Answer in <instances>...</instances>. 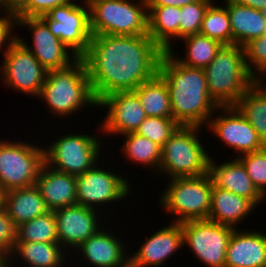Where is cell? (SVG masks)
Segmentation results:
<instances>
[{"label":"cell","instance_id":"obj_1","mask_svg":"<svg viewBox=\"0 0 266 267\" xmlns=\"http://www.w3.org/2000/svg\"><path fill=\"white\" fill-rule=\"evenodd\" d=\"M163 50L149 35H92L81 57L99 103L115 92L134 91L158 73Z\"/></svg>","mask_w":266,"mask_h":267},{"label":"cell","instance_id":"obj_2","mask_svg":"<svg viewBox=\"0 0 266 267\" xmlns=\"http://www.w3.org/2000/svg\"><path fill=\"white\" fill-rule=\"evenodd\" d=\"M157 74L168 87L173 119L182 126H206L219 106L208 92L204 70L181 64L167 51L161 54Z\"/></svg>","mask_w":266,"mask_h":267},{"label":"cell","instance_id":"obj_3","mask_svg":"<svg viewBox=\"0 0 266 267\" xmlns=\"http://www.w3.org/2000/svg\"><path fill=\"white\" fill-rule=\"evenodd\" d=\"M59 118H68L86 106L98 108L85 62L78 58L64 69L49 70L38 95Z\"/></svg>","mask_w":266,"mask_h":267},{"label":"cell","instance_id":"obj_4","mask_svg":"<svg viewBox=\"0 0 266 267\" xmlns=\"http://www.w3.org/2000/svg\"><path fill=\"white\" fill-rule=\"evenodd\" d=\"M208 92L219 107L234 106L257 81L247 70L242 46L223 45L203 69Z\"/></svg>","mask_w":266,"mask_h":267},{"label":"cell","instance_id":"obj_5","mask_svg":"<svg viewBox=\"0 0 266 267\" xmlns=\"http://www.w3.org/2000/svg\"><path fill=\"white\" fill-rule=\"evenodd\" d=\"M201 129L198 126L177 127L162 146L158 175L164 172L172 179L208 173L211 156L198 138Z\"/></svg>","mask_w":266,"mask_h":267},{"label":"cell","instance_id":"obj_6","mask_svg":"<svg viewBox=\"0 0 266 267\" xmlns=\"http://www.w3.org/2000/svg\"><path fill=\"white\" fill-rule=\"evenodd\" d=\"M137 1L93 0L89 2L92 35H147V2L146 0Z\"/></svg>","mask_w":266,"mask_h":267},{"label":"cell","instance_id":"obj_7","mask_svg":"<svg viewBox=\"0 0 266 267\" xmlns=\"http://www.w3.org/2000/svg\"><path fill=\"white\" fill-rule=\"evenodd\" d=\"M160 195L159 205L175 216L173 222L208 219L213 183L210 175L170 179Z\"/></svg>","mask_w":266,"mask_h":267},{"label":"cell","instance_id":"obj_8","mask_svg":"<svg viewBox=\"0 0 266 267\" xmlns=\"http://www.w3.org/2000/svg\"><path fill=\"white\" fill-rule=\"evenodd\" d=\"M68 133L59 136L51 145L43 146L44 161L54 170L77 176L92 169L101 160L99 155L104 144L101 137L94 134Z\"/></svg>","mask_w":266,"mask_h":267},{"label":"cell","instance_id":"obj_9","mask_svg":"<svg viewBox=\"0 0 266 267\" xmlns=\"http://www.w3.org/2000/svg\"><path fill=\"white\" fill-rule=\"evenodd\" d=\"M7 140H0V188L3 193L35 185L45 163L41 145Z\"/></svg>","mask_w":266,"mask_h":267},{"label":"cell","instance_id":"obj_10","mask_svg":"<svg viewBox=\"0 0 266 267\" xmlns=\"http://www.w3.org/2000/svg\"><path fill=\"white\" fill-rule=\"evenodd\" d=\"M183 244L207 267H224L226 251L234 228L211 220L181 223Z\"/></svg>","mask_w":266,"mask_h":267},{"label":"cell","instance_id":"obj_11","mask_svg":"<svg viewBox=\"0 0 266 267\" xmlns=\"http://www.w3.org/2000/svg\"><path fill=\"white\" fill-rule=\"evenodd\" d=\"M83 5H78L75 0H72L40 16L50 32L79 58L87 52L92 38L89 5L87 3Z\"/></svg>","mask_w":266,"mask_h":267},{"label":"cell","instance_id":"obj_12","mask_svg":"<svg viewBox=\"0 0 266 267\" xmlns=\"http://www.w3.org/2000/svg\"><path fill=\"white\" fill-rule=\"evenodd\" d=\"M76 176L77 204L100 210L128 196L132 189L129 180L99 165ZM102 167V168H101ZM129 193V194H128ZM107 203V204H106ZM99 207V208H98ZM98 208V209H97Z\"/></svg>","mask_w":266,"mask_h":267},{"label":"cell","instance_id":"obj_13","mask_svg":"<svg viewBox=\"0 0 266 267\" xmlns=\"http://www.w3.org/2000/svg\"><path fill=\"white\" fill-rule=\"evenodd\" d=\"M3 58L0 71L5 87L38 97L48 71L35 56L16 39Z\"/></svg>","mask_w":266,"mask_h":267},{"label":"cell","instance_id":"obj_14","mask_svg":"<svg viewBox=\"0 0 266 267\" xmlns=\"http://www.w3.org/2000/svg\"><path fill=\"white\" fill-rule=\"evenodd\" d=\"M16 19L18 27L26 28L29 30L28 32L32 33L33 45H28L18 34L17 39L35 56L47 71L64 69L79 58L59 38L50 32L49 27L40 17Z\"/></svg>","mask_w":266,"mask_h":267},{"label":"cell","instance_id":"obj_15","mask_svg":"<svg viewBox=\"0 0 266 267\" xmlns=\"http://www.w3.org/2000/svg\"><path fill=\"white\" fill-rule=\"evenodd\" d=\"M214 113L215 116L212 115L206 126L228 148H234L236 153L239 152L238 156L261 150L266 146L252 125L234 106L218 107Z\"/></svg>","mask_w":266,"mask_h":267},{"label":"cell","instance_id":"obj_16","mask_svg":"<svg viewBox=\"0 0 266 267\" xmlns=\"http://www.w3.org/2000/svg\"><path fill=\"white\" fill-rule=\"evenodd\" d=\"M98 107H106V115L101 125L100 131L103 134L117 136L136 132L139 125L147 117L138 96L133 91L115 92L104 97Z\"/></svg>","mask_w":266,"mask_h":267},{"label":"cell","instance_id":"obj_17","mask_svg":"<svg viewBox=\"0 0 266 267\" xmlns=\"http://www.w3.org/2000/svg\"><path fill=\"white\" fill-rule=\"evenodd\" d=\"M54 216L58 242L69 254L103 228L99 211L79 204L56 209Z\"/></svg>","mask_w":266,"mask_h":267},{"label":"cell","instance_id":"obj_18","mask_svg":"<svg viewBox=\"0 0 266 267\" xmlns=\"http://www.w3.org/2000/svg\"><path fill=\"white\" fill-rule=\"evenodd\" d=\"M146 239L137 251L128 253L131 254L129 264L132 267H161L184 246L181 223L176 222L160 228Z\"/></svg>","mask_w":266,"mask_h":267},{"label":"cell","instance_id":"obj_19","mask_svg":"<svg viewBox=\"0 0 266 267\" xmlns=\"http://www.w3.org/2000/svg\"><path fill=\"white\" fill-rule=\"evenodd\" d=\"M100 229L95 235L90 236L76 250L80 252L82 260L92 267H126L129 264L126 243L111 231ZM110 234H109V233ZM78 250V251H77ZM126 251V252H125Z\"/></svg>","mask_w":266,"mask_h":267},{"label":"cell","instance_id":"obj_20","mask_svg":"<svg viewBox=\"0 0 266 267\" xmlns=\"http://www.w3.org/2000/svg\"><path fill=\"white\" fill-rule=\"evenodd\" d=\"M212 159L209 161L208 174L214 186L249 199L255 206L264 201L263 195L254 186L245 166L237 157L220 164Z\"/></svg>","mask_w":266,"mask_h":267},{"label":"cell","instance_id":"obj_21","mask_svg":"<svg viewBox=\"0 0 266 267\" xmlns=\"http://www.w3.org/2000/svg\"><path fill=\"white\" fill-rule=\"evenodd\" d=\"M240 230L232 232L224 267H266V234Z\"/></svg>","mask_w":266,"mask_h":267},{"label":"cell","instance_id":"obj_22","mask_svg":"<svg viewBox=\"0 0 266 267\" xmlns=\"http://www.w3.org/2000/svg\"><path fill=\"white\" fill-rule=\"evenodd\" d=\"M35 186L50 211L77 204L75 175L54 170L44 163Z\"/></svg>","mask_w":266,"mask_h":267},{"label":"cell","instance_id":"obj_23","mask_svg":"<svg viewBox=\"0 0 266 267\" xmlns=\"http://www.w3.org/2000/svg\"><path fill=\"white\" fill-rule=\"evenodd\" d=\"M255 208L249 199L213 185L208 220L237 229Z\"/></svg>","mask_w":266,"mask_h":267},{"label":"cell","instance_id":"obj_24","mask_svg":"<svg viewBox=\"0 0 266 267\" xmlns=\"http://www.w3.org/2000/svg\"><path fill=\"white\" fill-rule=\"evenodd\" d=\"M67 253L68 251L65 252L59 243L16 242L8 256V262L9 267H13L12 264L16 266L17 263L14 264V262L19 261L18 258H20L19 262L26 264L25 266L23 264V267H62L64 264H70L66 262L69 255Z\"/></svg>","mask_w":266,"mask_h":267},{"label":"cell","instance_id":"obj_25","mask_svg":"<svg viewBox=\"0 0 266 267\" xmlns=\"http://www.w3.org/2000/svg\"><path fill=\"white\" fill-rule=\"evenodd\" d=\"M223 2L230 19L232 45L243 47L250 40L261 37L266 33V21L263 11L229 0H224Z\"/></svg>","mask_w":266,"mask_h":267},{"label":"cell","instance_id":"obj_26","mask_svg":"<svg viewBox=\"0 0 266 267\" xmlns=\"http://www.w3.org/2000/svg\"><path fill=\"white\" fill-rule=\"evenodd\" d=\"M2 205L16 227L50 211L35 185L3 193Z\"/></svg>","mask_w":266,"mask_h":267},{"label":"cell","instance_id":"obj_27","mask_svg":"<svg viewBox=\"0 0 266 267\" xmlns=\"http://www.w3.org/2000/svg\"><path fill=\"white\" fill-rule=\"evenodd\" d=\"M180 15V7H148V35L163 52L174 50L172 42L179 39Z\"/></svg>","mask_w":266,"mask_h":267},{"label":"cell","instance_id":"obj_28","mask_svg":"<svg viewBox=\"0 0 266 267\" xmlns=\"http://www.w3.org/2000/svg\"><path fill=\"white\" fill-rule=\"evenodd\" d=\"M133 92L138 96L147 117L173 118L168 87L158 74Z\"/></svg>","mask_w":266,"mask_h":267},{"label":"cell","instance_id":"obj_29","mask_svg":"<svg viewBox=\"0 0 266 267\" xmlns=\"http://www.w3.org/2000/svg\"><path fill=\"white\" fill-rule=\"evenodd\" d=\"M266 145V89L256 81L234 105Z\"/></svg>","mask_w":266,"mask_h":267},{"label":"cell","instance_id":"obj_30","mask_svg":"<svg viewBox=\"0 0 266 267\" xmlns=\"http://www.w3.org/2000/svg\"><path fill=\"white\" fill-rule=\"evenodd\" d=\"M186 44V54L184 57L175 55V50H170L174 57L183 65L194 68H206L214 59L217 52L223 46L217 40L211 39L206 35L197 33L182 38ZM182 58V59H181Z\"/></svg>","mask_w":266,"mask_h":267},{"label":"cell","instance_id":"obj_31","mask_svg":"<svg viewBox=\"0 0 266 267\" xmlns=\"http://www.w3.org/2000/svg\"><path fill=\"white\" fill-rule=\"evenodd\" d=\"M123 147L121 150L126 159L154 170L157 174L161 160L162 147L147 137L135 132L123 135Z\"/></svg>","mask_w":266,"mask_h":267},{"label":"cell","instance_id":"obj_32","mask_svg":"<svg viewBox=\"0 0 266 267\" xmlns=\"http://www.w3.org/2000/svg\"><path fill=\"white\" fill-rule=\"evenodd\" d=\"M17 242L59 243L54 211H48L19 225Z\"/></svg>","mask_w":266,"mask_h":267},{"label":"cell","instance_id":"obj_33","mask_svg":"<svg viewBox=\"0 0 266 267\" xmlns=\"http://www.w3.org/2000/svg\"><path fill=\"white\" fill-rule=\"evenodd\" d=\"M213 3L205 11L200 33L217 40L222 45H232L231 24L227 8Z\"/></svg>","mask_w":266,"mask_h":267},{"label":"cell","instance_id":"obj_34","mask_svg":"<svg viewBox=\"0 0 266 267\" xmlns=\"http://www.w3.org/2000/svg\"><path fill=\"white\" fill-rule=\"evenodd\" d=\"M214 0H199L180 7L179 40L200 33L201 24L208 6Z\"/></svg>","mask_w":266,"mask_h":267},{"label":"cell","instance_id":"obj_35","mask_svg":"<svg viewBox=\"0 0 266 267\" xmlns=\"http://www.w3.org/2000/svg\"><path fill=\"white\" fill-rule=\"evenodd\" d=\"M178 126L173 118L151 116L143 120L135 133L147 137L162 147Z\"/></svg>","mask_w":266,"mask_h":267},{"label":"cell","instance_id":"obj_36","mask_svg":"<svg viewBox=\"0 0 266 267\" xmlns=\"http://www.w3.org/2000/svg\"><path fill=\"white\" fill-rule=\"evenodd\" d=\"M237 158L245 166L254 186L266 199V146L258 151L242 154Z\"/></svg>","mask_w":266,"mask_h":267},{"label":"cell","instance_id":"obj_37","mask_svg":"<svg viewBox=\"0 0 266 267\" xmlns=\"http://www.w3.org/2000/svg\"><path fill=\"white\" fill-rule=\"evenodd\" d=\"M243 48L247 70L258 80L266 72V33L250 40Z\"/></svg>","mask_w":266,"mask_h":267},{"label":"cell","instance_id":"obj_38","mask_svg":"<svg viewBox=\"0 0 266 267\" xmlns=\"http://www.w3.org/2000/svg\"><path fill=\"white\" fill-rule=\"evenodd\" d=\"M72 0H20L13 8L16 18L40 17L51 9L65 5Z\"/></svg>","mask_w":266,"mask_h":267},{"label":"cell","instance_id":"obj_39","mask_svg":"<svg viewBox=\"0 0 266 267\" xmlns=\"http://www.w3.org/2000/svg\"><path fill=\"white\" fill-rule=\"evenodd\" d=\"M17 242V227L8 216L4 206H0V253L9 256Z\"/></svg>","mask_w":266,"mask_h":267},{"label":"cell","instance_id":"obj_40","mask_svg":"<svg viewBox=\"0 0 266 267\" xmlns=\"http://www.w3.org/2000/svg\"><path fill=\"white\" fill-rule=\"evenodd\" d=\"M15 27H17V19L12 8H10L3 14V16L0 15V51L3 49V55L7 52L10 45L17 39V34H15V32L12 33V30L13 28L15 29ZM4 45L6 48L3 47Z\"/></svg>","mask_w":266,"mask_h":267},{"label":"cell","instance_id":"obj_41","mask_svg":"<svg viewBox=\"0 0 266 267\" xmlns=\"http://www.w3.org/2000/svg\"><path fill=\"white\" fill-rule=\"evenodd\" d=\"M199 0H146L147 7L176 6L183 7Z\"/></svg>","mask_w":266,"mask_h":267},{"label":"cell","instance_id":"obj_42","mask_svg":"<svg viewBox=\"0 0 266 267\" xmlns=\"http://www.w3.org/2000/svg\"><path fill=\"white\" fill-rule=\"evenodd\" d=\"M256 10L266 11V0H229Z\"/></svg>","mask_w":266,"mask_h":267},{"label":"cell","instance_id":"obj_43","mask_svg":"<svg viewBox=\"0 0 266 267\" xmlns=\"http://www.w3.org/2000/svg\"><path fill=\"white\" fill-rule=\"evenodd\" d=\"M9 258L0 253V267H9Z\"/></svg>","mask_w":266,"mask_h":267},{"label":"cell","instance_id":"obj_44","mask_svg":"<svg viewBox=\"0 0 266 267\" xmlns=\"http://www.w3.org/2000/svg\"><path fill=\"white\" fill-rule=\"evenodd\" d=\"M9 9L10 6L4 0H0V15L6 13Z\"/></svg>","mask_w":266,"mask_h":267},{"label":"cell","instance_id":"obj_45","mask_svg":"<svg viewBox=\"0 0 266 267\" xmlns=\"http://www.w3.org/2000/svg\"><path fill=\"white\" fill-rule=\"evenodd\" d=\"M265 78H266V72L257 81L260 83V85H262L266 89V83L264 81L266 80Z\"/></svg>","mask_w":266,"mask_h":267},{"label":"cell","instance_id":"obj_46","mask_svg":"<svg viewBox=\"0 0 266 267\" xmlns=\"http://www.w3.org/2000/svg\"><path fill=\"white\" fill-rule=\"evenodd\" d=\"M10 8H13L20 0H4Z\"/></svg>","mask_w":266,"mask_h":267},{"label":"cell","instance_id":"obj_47","mask_svg":"<svg viewBox=\"0 0 266 267\" xmlns=\"http://www.w3.org/2000/svg\"><path fill=\"white\" fill-rule=\"evenodd\" d=\"M2 202H3V192L0 188V206L2 205Z\"/></svg>","mask_w":266,"mask_h":267},{"label":"cell","instance_id":"obj_48","mask_svg":"<svg viewBox=\"0 0 266 267\" xmlns=\"http://www.w3.org/2000/svg\"><path fill=\"white\" fill-rule=\"evenodd\" d=\"M91 1H93V0H83V2H84V3H87V4H88L89 2H91Z\"/></svg>","mask_w":266,"mask_h":267},{"label":"cell","instance_id":"obj_49","mask_svg":"<svg viewBox=\"0 0 266 267\" xmlns=\"http://www.w3.org/2000/svg\"><path fill=\"white\" fill-rule=\"evenodd\" d=\"M263 13H264V19L266 21V11H263Z\"/></svg>","mask_w":266,"mask_h":267}]
</instances>
